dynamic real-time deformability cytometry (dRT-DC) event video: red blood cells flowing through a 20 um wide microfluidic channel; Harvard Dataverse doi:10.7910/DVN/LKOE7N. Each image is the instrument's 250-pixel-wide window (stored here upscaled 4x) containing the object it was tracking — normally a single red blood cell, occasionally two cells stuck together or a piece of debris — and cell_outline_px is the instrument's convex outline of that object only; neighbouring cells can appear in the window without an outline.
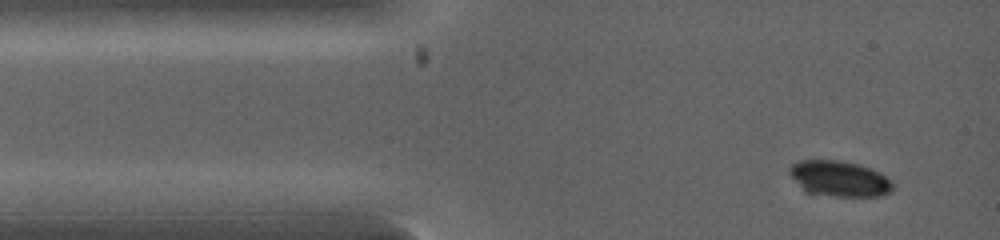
{"species": "common noctule bat (a hibernating species)", "species_latin": "Nyctalus noctula", "temperature_condition": "warm", "stored_images_in_passage": 6, "camera_frame_rate_fps": 5000, "um_per_image_px": 0.085, "animal": {"sex": "female", "body_mass_g": 19.0, "forearm_length_mm": 53.3}, "frame": {"image": 1, "passage_image": 1, "time_ms": 0.0, "image_size_px": [1000, 240], "cell_outline_px": [[892, 192], [880, 196], [836, 196], [804, 192], [788, 172], [788, 168], [792, 164], [800, 160], [836, 160], [856, 164], [880, 172], [892, 184]], "centroid_in_image_um": [71.3, 15.19], "position_along_channel_um": 13.7, "area_um2": 21.27}}
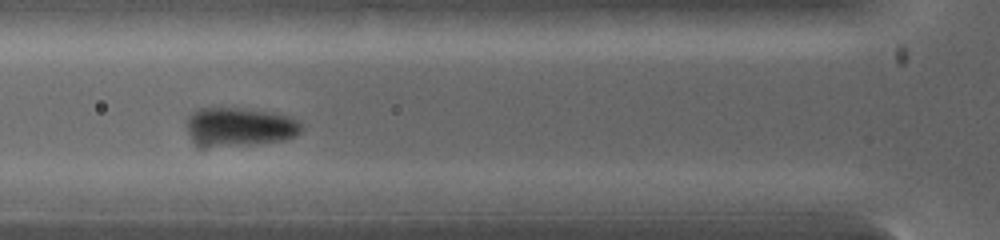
{"frame": {"image": 2, "passage_image": 5, "time_ms": 2.4, "image_size_px": [1000, 240], "cell_outline_px": [[304, 128], [296, 136], [284, 140], [248, 144], [204, 148], [196, 148], [188, 132], [188, 116], [196, 108], [244, 108], [272, 112], [292, 116]], "centroid_in_image_um": [20.33, 10.79], "position_along_channel_um": 105.5, "area_um2": 26.36}}
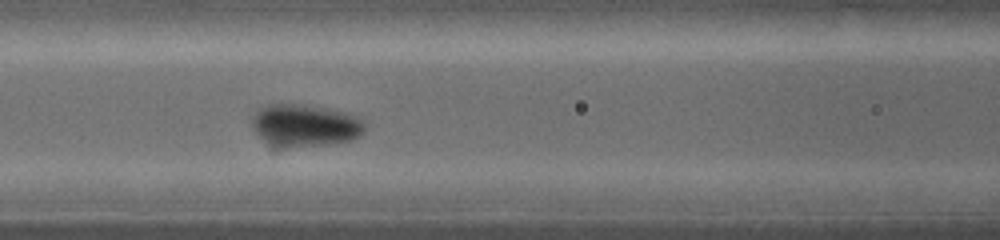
{"frame": {"image": 3, "passage_image": 6, "time_ms": 3.0, "image_size_px": [1000, 240], "cell_outline_px": [[364, 128], [360, 136], [352, 140], [328, 144], [280, 148], [272, 148], [256, 132], [252, 124], [252, 120], [256, 112], [264, 104], [308, 104], [348, 112], [360, 120], [364, 124]], "centroid_in_image_um": [25.9, 10.66], "position_along_channel_um": 140.7, "area_um2": 28.03}}